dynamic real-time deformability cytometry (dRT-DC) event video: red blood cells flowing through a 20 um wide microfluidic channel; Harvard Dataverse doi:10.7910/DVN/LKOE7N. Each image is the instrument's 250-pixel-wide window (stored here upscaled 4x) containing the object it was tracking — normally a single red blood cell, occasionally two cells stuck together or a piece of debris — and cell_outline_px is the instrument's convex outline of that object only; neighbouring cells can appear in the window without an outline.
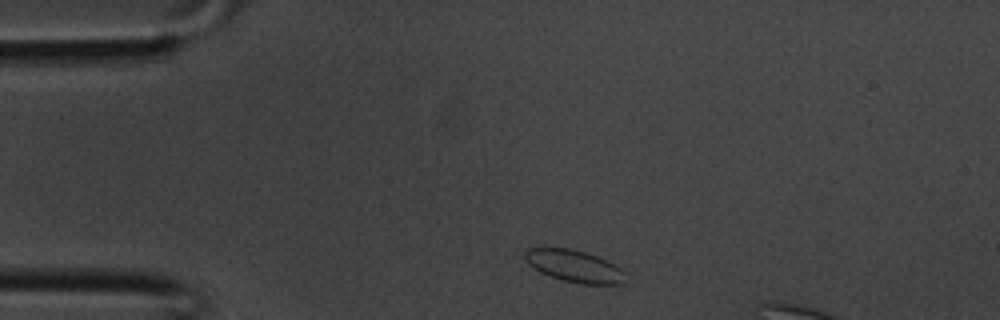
{"species": "common noctule bat (a hibernating species)", "species_latin": "Nyctalus noctula", "temperature_condition": "room temperature", "stored_images_in_passage": 5, "camera_frame_rate_fps": 3000, "um_per_image_px": 0.085, "animal": {"sex": "male", "body_mass_g": 20.1, "forearm_length_mm": 53.5}, "frame": {"image": 1, "passage_image": 1, "time_ms": 0.0, "image_size_px": [1000, 320], "cell_outline_px": [[624, 284], [580, 284], [560, 280], [540, 272], [528, 264], [524, 256], [524, 252], [528, 248], [568, 248], [584, 252], [596, 256], [620, 268], [624, 272]], "centroid_in_image_um": [48.78, 22.63], "position_along_channel_um": 36.2, "area_um2": 18.61}}